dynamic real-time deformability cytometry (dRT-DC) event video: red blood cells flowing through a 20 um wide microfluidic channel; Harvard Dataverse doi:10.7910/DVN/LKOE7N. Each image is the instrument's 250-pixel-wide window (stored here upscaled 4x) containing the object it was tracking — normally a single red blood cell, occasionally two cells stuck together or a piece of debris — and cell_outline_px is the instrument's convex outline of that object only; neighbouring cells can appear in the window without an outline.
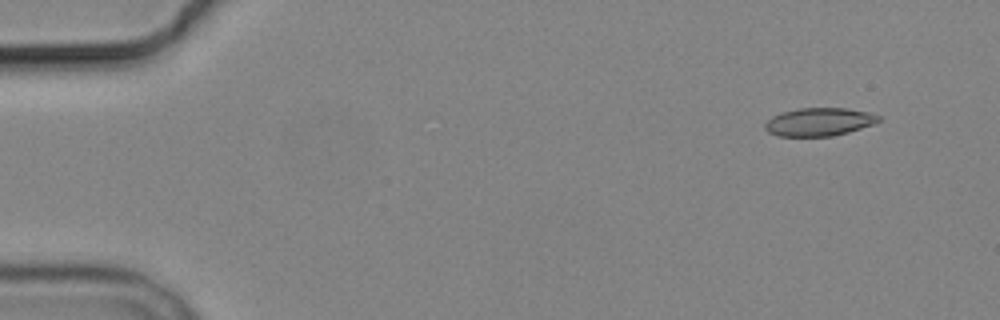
{"species": "common noctule bat (a hibernating species)", "species_latin": "Nyctalus noctula", "temperature_condition": "cold", "stored_images_in_passage": 5, "camera_frame_rate_fps": 3000, "um_per_image_px": 0.085, "animal": {"sex": "male", "body_mass_g": 19.2, "forearm_length_mm": 51.8}, "frame": {"image": 1, "passage_image": 2, "time_ms": 1.333, "image_size_px": [1000, 320], "cell_outline_px": [[880, 120], [876, 124], [848, 132], [832, 136], [776, 136], [768, 132], [764, 128], [764, 124], [772, 116], [780, 112], [796, 108], [848, 108], [868, 112], [880, 116]], "centroid_in_image_um": [69.61, 10.36], "position_along_channel_um": 15.4, "area_um2": 18.84}}